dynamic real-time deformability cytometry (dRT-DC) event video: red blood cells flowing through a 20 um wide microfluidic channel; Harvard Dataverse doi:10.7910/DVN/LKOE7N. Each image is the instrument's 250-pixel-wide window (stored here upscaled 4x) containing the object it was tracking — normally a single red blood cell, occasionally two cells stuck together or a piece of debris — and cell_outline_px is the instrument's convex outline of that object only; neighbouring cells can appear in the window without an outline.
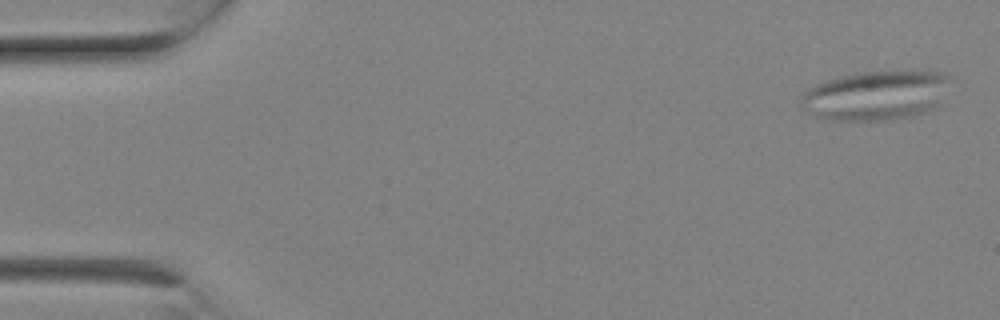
{"species": "Egyptian fruit bat (a non-hibernating species)", "species_latin": "Rousettus aegyptiacus", "temperature_condition": "room temperature", "stored_images_in_passage": 5, "camera_frame_rate_fps": 3000, "um_per_image_px": 0.085, "animal": {"sex": "female"}, "frame": {"image": 1, "passage_image": 1, "time_ms": 0.0, "image_size_px": [1000, 320], "cell_outline_px": [[952, 76], [936, 108], [912, 116], [888, 120], [832, 120], [816, 116], [800, 108], [800, 100], [804, 92], [808, 88], [824, 80], [840, 76], [860, 72], [896, 68], [944, 72]], "centroid_in_image_um": [74.47, 8.06], "position_along_channel_um": 10.5, "area_um2": 44.1}}